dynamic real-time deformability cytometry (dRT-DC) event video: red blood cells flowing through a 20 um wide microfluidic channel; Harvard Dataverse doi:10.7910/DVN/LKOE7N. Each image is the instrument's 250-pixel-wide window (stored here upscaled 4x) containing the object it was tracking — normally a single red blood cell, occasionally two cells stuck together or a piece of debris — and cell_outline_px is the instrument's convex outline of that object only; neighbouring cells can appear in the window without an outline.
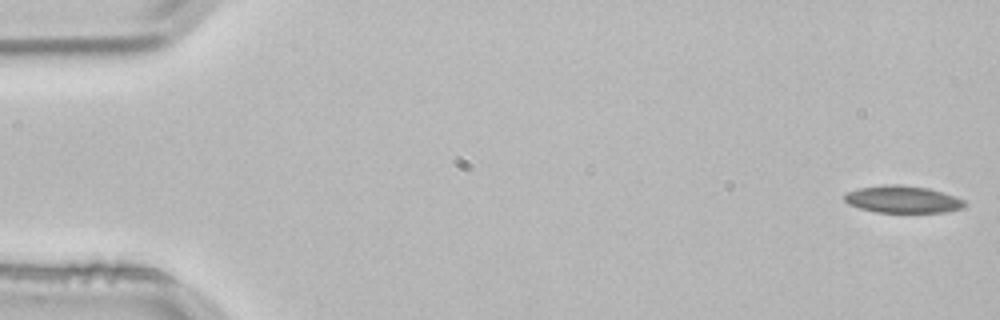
{"species": "common noctule bat (a hibernating species)", "species_latin": "Nyctalus noctula", "temperature_condition": "room temperature", "stored_images_in_passage": 3, "camera_frame_rate_fps": 3000, "um_per_image_px": 0.085, "animal": {"sex": "male", "body_mass_g": 21.5, "forearm_length_mm": 52.0}, "frame": {"image": 1, "passage_image": 1, "time_ms": 0.0, "image_size_px": [1000, 320], "cell_outline_px": [[968, 204], [964, 208], [944, 212], [876, 212], [860, 208], [848, 204], [844, 200], [844, 192], [860, 188], [884, 184], [900, 184], [928, 188], [964, 200]], "centroid_in_image_um": [76.7, 16.94], "position_along_channel_um": 8.3, "area_um2": 19.02}}
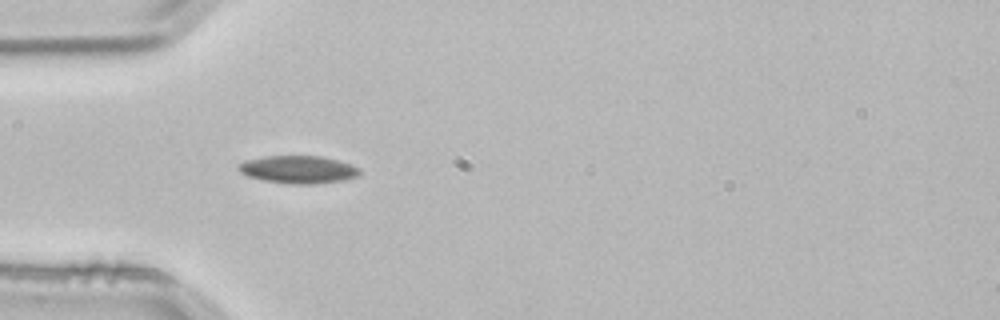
{"frame": {"image": 2, "passage_image": 3, "time_ms": 0.667, "image_size_px": [1000, 320], "cell_outline_px": [[360, 176], [344, 180], [312, 184], [288, 184], [264, 180], [248, 176], [240, 172], [236, 168], [236, 164], [244, 160], [264, 156], [320, 156], [336, 160], [360, 168]], "centroid_in_image_um": [25.31, 14.41], "position_along_channel_um": 59.7, "area_um2": 19.65}}